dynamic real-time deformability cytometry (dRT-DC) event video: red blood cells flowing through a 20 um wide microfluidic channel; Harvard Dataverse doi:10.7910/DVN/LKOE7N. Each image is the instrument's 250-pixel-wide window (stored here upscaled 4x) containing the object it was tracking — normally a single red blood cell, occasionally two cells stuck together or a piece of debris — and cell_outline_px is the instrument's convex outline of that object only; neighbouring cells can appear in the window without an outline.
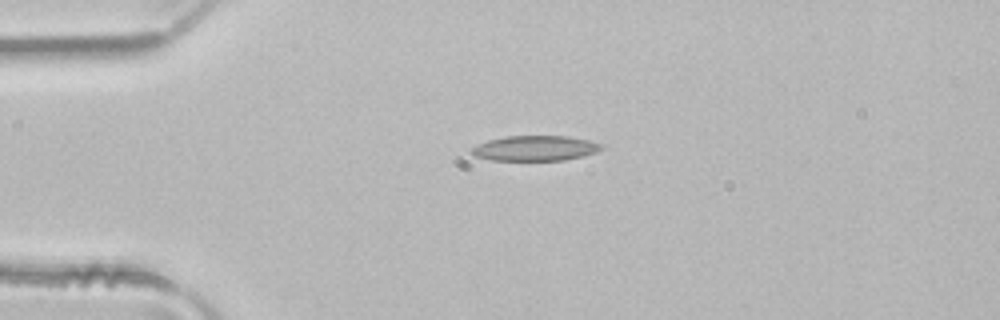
{"species": "common noctule bat (a hibernating species)", "species_latin": "Nyctalus noctula", "temperature_condition": "room temperature", "stored_images_in_passage": 2, "camera_frame_rate_fps": 3000, "um_per_image_px": 0.085, "animal": {"sex": "male", "body_mass_g": 21.5, "forearm_length_mm": 52.0}, "frame": {"image": 1, "passage_image": 1, "time_ms": 0.0, "image_size_px": [1000, 320], "cell_outline_px": [[604, 148], [596, 152], [584, 156], [564, 160], [492, 160], [476, 156], [472, 152], [472, 148], [476, 144], [488, 140], [504, 136], [568, 136], [588, 140], [604, 144]], "centroid_in_image_um": [45.53, 12.59], "position_along_channel_um": 39.5, "area_um2": 19.07}}